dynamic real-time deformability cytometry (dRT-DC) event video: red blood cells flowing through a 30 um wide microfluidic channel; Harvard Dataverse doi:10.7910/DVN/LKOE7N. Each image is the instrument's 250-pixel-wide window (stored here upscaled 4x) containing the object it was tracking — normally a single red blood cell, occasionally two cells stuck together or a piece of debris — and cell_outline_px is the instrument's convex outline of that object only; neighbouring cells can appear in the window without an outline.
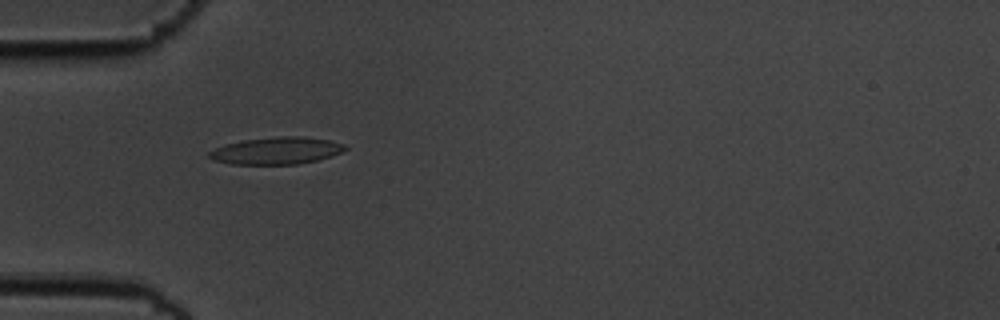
{"species": "common noctule bat (a hibernating species)", "species_latin": "Nyctalus noctula", "temperature_condition": "cold", "stored_images_in_passage": 41, "camera_frame_rate_fps": 3000, "um_per_image_px": 0.085, "animal": {"sex": "male", "body_mass_g": 19.5, "forearm_length_mm": 54.6}, "frame": {"image": 1, "passage_image": 3, "time_ms": 0.667, "image_size_px": [1000, 320], "cell_outline_px": [[348, 148], [332, 156], [316, 160], [296, 164], [228, 164], [212, 160], [208, 156], [208, 152], [224, 144], [244, 140], [276, 136], [304, 136], [328, 140], [344, 144]], "centroid_in_image_um": [23.47, 12.8], "position_along_channel_um": 61.5, "area_um2": 21.5}}
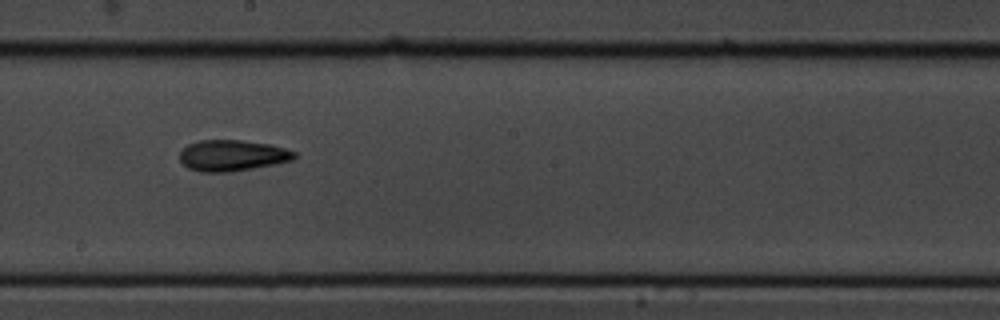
{"frame": {"image": 2, "passage_image": 17, "time_ms": 5.333, "image_size_px": [1000, 320], "cell_outline_px": [[296, 156], [292, 160], [276, 164], [228, 172], [200, 172], [188, 168], [180, 160], [180, 152], [188, 144], [200, 140], [240, 140], [272, 144], [296, 152]], "centroid_in_image_um": [19.75, 13.21], "position_along_channel_um": 228.5, "area_um2": 20.75}}
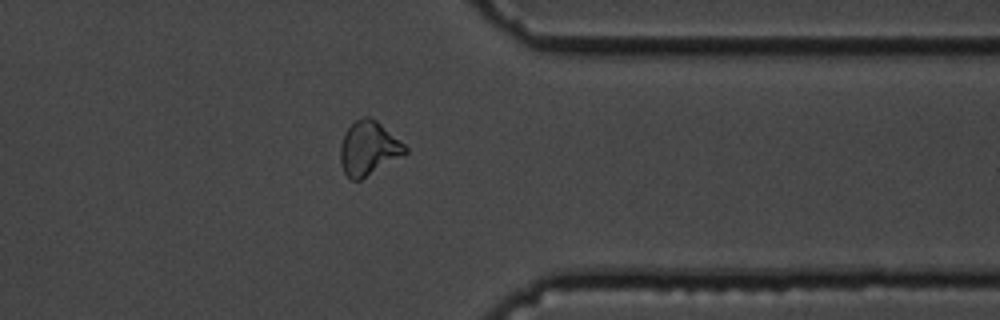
{"frame": {"image": 3, "passage_image": 30, "time_ms": 9.667, "image_size_px": [1000, 320], "cell_outline_px": [[408, 152], [360, 180], [352, 180], [344, 172], [340, 164], [340, 144], [344, 132], [356, 120], [364, 116], [368, 116], [376, 120], [404, 144], [408, 148]], "centroid_in_image_um": [31.3, 12.6], "position_along_channel_um": 380.1, "area_um2": 20.17}, "authors_computed_cell_mechanics": {"area_um2": 20.519, "velocity_mm_per_s": 3.6459, "shape_relaxation_time_tau1_ms": 4.4407, "shape_relaxation_time_tau2_ms": 4.1752, "deformation_change_tau1": 0.1447, "deformation_change_tau2": 0.1082}}